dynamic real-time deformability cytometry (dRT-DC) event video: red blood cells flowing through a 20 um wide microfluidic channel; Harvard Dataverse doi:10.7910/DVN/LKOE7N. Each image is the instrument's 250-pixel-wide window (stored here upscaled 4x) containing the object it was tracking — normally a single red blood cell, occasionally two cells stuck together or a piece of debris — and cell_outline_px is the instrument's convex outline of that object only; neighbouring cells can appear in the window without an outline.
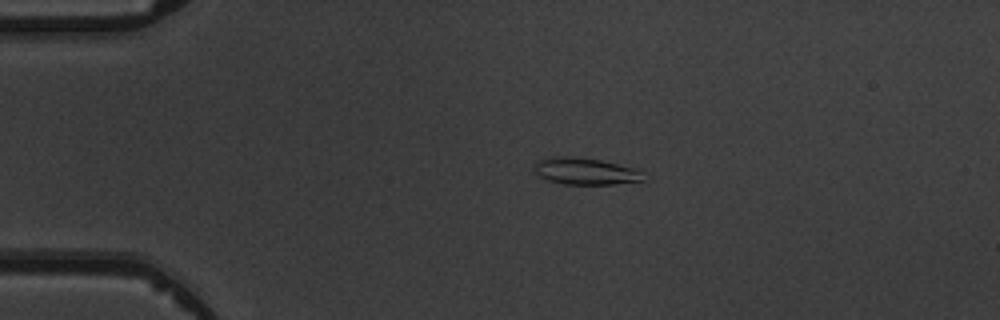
{"species": "common noctule bat (a hibernating species)", "species_latin": "Nyctalus noctula", "temperature_condition": "warm", "stored_images_in_passage": 4, "camera_frame_rate_fps": 3000, "um_per_image_px": 0.085, "animal": {"sex": "male", "body_mass_g": 19.5, "forearm_length_mm": 54.6}, "frame": {"image": 1, "passage_image": 3, "time_ms": 2.333, "image_size_px": [1000, 320], "cell_outline_px": [[644, 180], [612, 184], [564, 184], [548, 180], [540, 176], [536, 172], [536, 164], [540, 160], [552, 156], [572, 156], [600, 160], [632, 168], [640, 172]], "centroid_in_image_um": [49.72, 14.55], "position_along_channel_um": 35.3, "area_um2": 16.53}}